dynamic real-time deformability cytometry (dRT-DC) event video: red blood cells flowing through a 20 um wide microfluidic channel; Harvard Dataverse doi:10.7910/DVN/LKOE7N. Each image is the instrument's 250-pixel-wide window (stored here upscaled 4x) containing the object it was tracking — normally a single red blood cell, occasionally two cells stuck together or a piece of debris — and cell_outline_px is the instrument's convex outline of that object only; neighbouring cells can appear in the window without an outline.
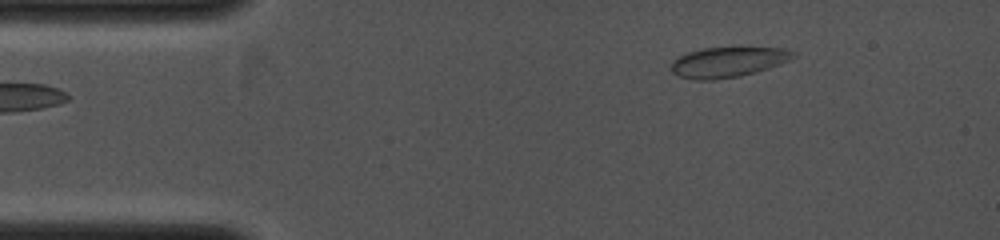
{"species": "common noctule bat (a hibernating species)", "species_latin": "Nyctalus noctula", "temperature_condition": "cold", "stored_images_in_passage": 3, "camera_frame_rate_fps": 4000, "um_per_image_px": 0.085, "animal": {"sex": "female", "body_mass_g": 19.0, "forearm_length_mm": 53.3}, "frame": {"image": 1, "passage_image": 3, "time_ms": 1.75, "image_size_px": [1000, 240], "cell_outline_px": [[796, 56], [780, 64], [756, 72], [740, 76], [712, 80], [696, 80], [680, 76], [672, 72], [672, 60], [688, 52], [704, 48], [740, 44], [784, 48], [796, 52]], "centroid_in_image_um": [61.95, 5.21], "position_along_channel_um": 23.1, "area_um2": 22.43}}